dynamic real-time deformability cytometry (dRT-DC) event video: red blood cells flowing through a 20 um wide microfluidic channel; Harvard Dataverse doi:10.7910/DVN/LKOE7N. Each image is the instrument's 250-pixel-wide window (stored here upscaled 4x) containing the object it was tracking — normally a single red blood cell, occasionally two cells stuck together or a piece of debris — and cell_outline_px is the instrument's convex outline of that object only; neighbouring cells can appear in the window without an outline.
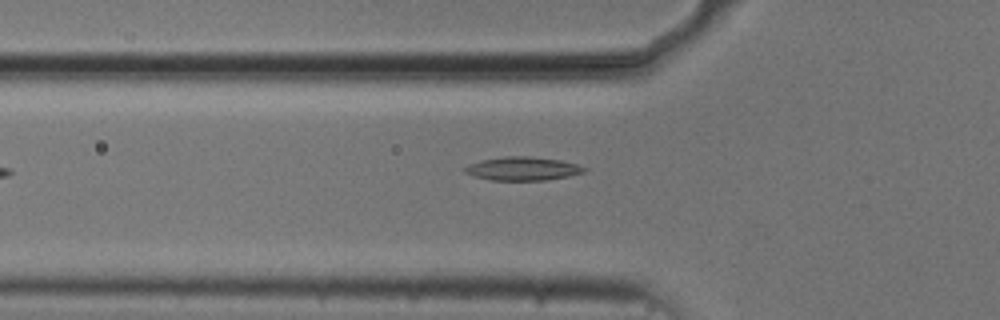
{"species": "common noctule bat (a hibernating species)", "species_latin": "Nyctalus noctula", "temperature_condition": "cold", "stored_images_in_passage": 18, "camera_frame_rate_fps": 3000, "um_per_image_px": 0.085, "animal": {"sex": "male", "body_mass_g": 20.5, "forearm_length_mm": 52.5}, "frame": {"image": 1, "passage_image": 4, "time_ms": 1.0, "image_size_px": [1000, 320], "cell_outline_px": [[588, 168], [584, 172], [568, 176], [548, 180], [492, 180], [476, 176], [464, 172], [464, 168], [480, 160], [504, 156], [528, 156], [560, 160], [576, 164]], "centroid_in_image_um": [44.46, 14.33], "position_along_channel_um": 81.3, "area_um2": 16.18}}
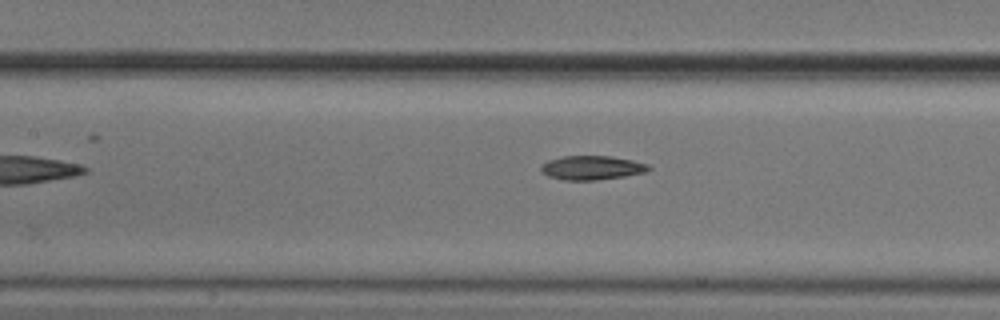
{"frame": {"image": 2, "passage_image": 10, "time_ms": 3.0, "image_size_px": [1000, 320], "cell_outline_px": [[652, 168], [644, 172], [624, 176], [596, 180], [564, 180], [548, 176], [540, 168], [548, 160], [564, 156], [612, 156], [632, 160], [648, 164]], "centroid_in_image_um": [50.33, 14.25], "position_along_channel_um": 157.1, "area_um2": 14.91}}
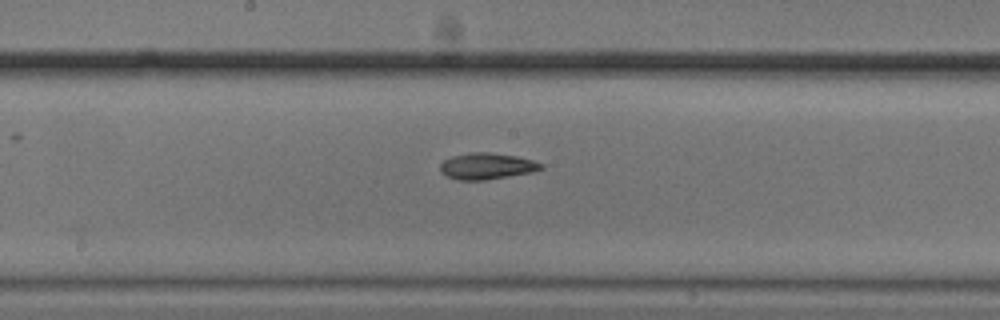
{"frame": {"image": 3, "passage_image": 14, "time_ms": 4.333, "image_size_px": [1000, 320], "cell_outline_px": [[544, 168], [532, 172], [484, 180], [456, 180], [440, 172], [440, 164], [444, 160], [452, 156], [472, 152], [492, 152], [516, 156], [532, 160], [544, 164]], "centroid_in_image_um": [41.38, 14.12], "position_along_channel_um": 206.8, "area_um2": 15.49}}